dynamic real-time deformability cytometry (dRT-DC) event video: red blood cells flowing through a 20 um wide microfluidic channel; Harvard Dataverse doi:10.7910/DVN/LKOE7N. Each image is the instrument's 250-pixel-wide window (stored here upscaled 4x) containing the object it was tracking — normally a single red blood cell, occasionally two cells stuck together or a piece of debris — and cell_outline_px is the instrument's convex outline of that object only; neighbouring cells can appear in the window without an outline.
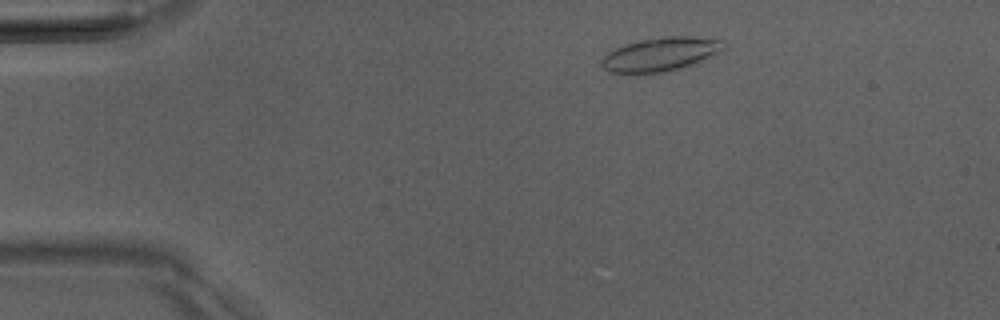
{"species": "Egyptian fruit bat (a non-hibernating species)", "species_latin": "Rousettus aegyptiacus", "temperature_condition": "room temperature", "stored_images_in_passage": 48, "camera_frame_rate_fps": 3000, "um_per_image_px": 0.085, "animal": {"sex": "male"}, "frame": {"image": 1, "passage_image": 6, "time_ms": 1.667, "image_size_px": [1000, 320], "cell_outline_px": [[724, 48], [700, 60], [664, 72], [608, 72], [600, 64], [600, 60], [608, 52], [624, 44], [640, 40], [660, 36], [692, 36], [720, 40]], "centroid_in_image_um": [56.04, 4.58], "position_along_channel_um": 29.0, "area_um2": 23.18}}
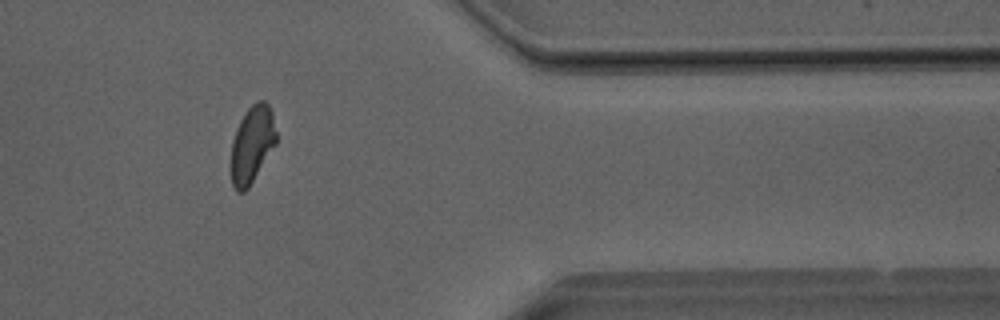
{"frame": {"image": 2, "passage_image": 39, "time_ms": 12.667, "image_size_px": [1000, 320], "cell_outline_px": [[276, 144], [248, 188], [244, 192], [236, 192], [232, 184], [228, 168], [232, 140], [236, 128], [244, 112], [256, 100], [264, 100], [268, 104], [272, 112], [276, 132]], "centroid_in_image_um": [21.38, 12.29], "position_along_channel_um": 390.0, "area_um2": 20.87}}
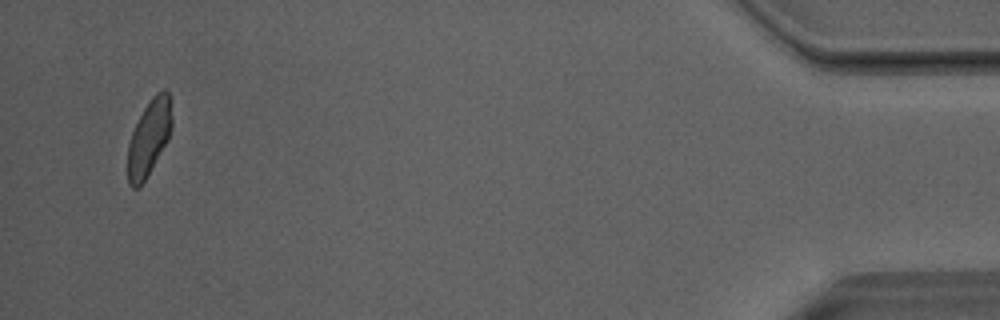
{"frame": {"image": 3, "passage_image": 46, "time_ms": 15.0, "image_size_px": [1000, 320], "cell_outline_px": [[172, 128], [168, 140], [140, 188], [132, 188], [128, 184], [128, 144], [132, 132], [144, 108], [152, 96], [156, 92], [164, 88], [168, 92], [172, 120]], "centroid_in_image_um": [12.67, 11.71], "position_along_channel_um": 422.5, "area_um2": 19.42}, "authors_computed_cell_mechanics": {"area_um2": 20.7502, "velocity_mm_per_s": 4.043, "shape_relaxation_time_tau1_ms": 3.8043, "shape_relaxation_time_tau2_ms": null, "deformation_change_tau1": 0.1158, "deformation_change_tau2": null}}